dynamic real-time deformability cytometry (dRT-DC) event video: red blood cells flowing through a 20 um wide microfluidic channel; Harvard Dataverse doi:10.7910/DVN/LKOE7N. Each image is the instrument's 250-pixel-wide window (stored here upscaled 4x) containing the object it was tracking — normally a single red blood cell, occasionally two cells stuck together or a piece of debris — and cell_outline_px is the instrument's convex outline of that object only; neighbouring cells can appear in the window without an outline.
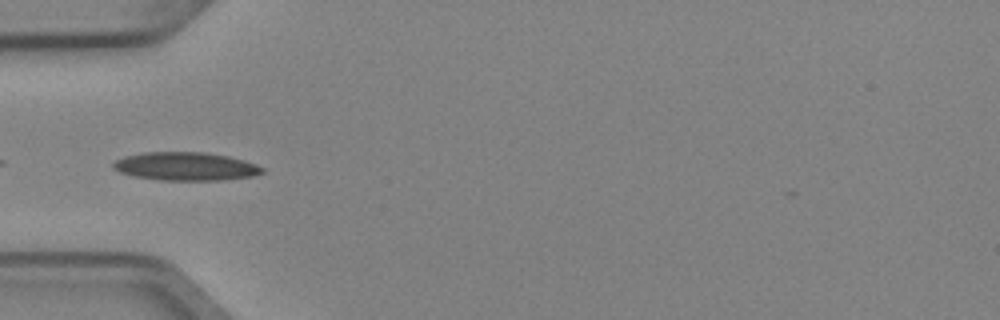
{"species": "Egyptian fruit bat (a non-hibernating species)", "species_latin": "Rousettus aegyptiacus", "temperature_condition": "cold", "stored_images_in_passage": 5, "camera_frame_rate_fps": 3000, "um_per_image_px": 0.085, "animal": {"sex": "female"}, "frame": {"image": 1, "passage_image": 4, "time_ms": 1.0, "image_size_px": [1000, 320], "cell_outline_px": [[264, 172], [252, 176], [220, 180], [160, 180], [136, 176], [120, 172], [112, 168], [112, 164], [116, 160], [124, 156], [144, 152], [208, 152], [228, 156], [244, 160], [256, 164], [264, 168]], "centroid_in_image_um": [15.78, 14.13], "position_along_channel_um": 69.2, "area_um2": 24.57}}
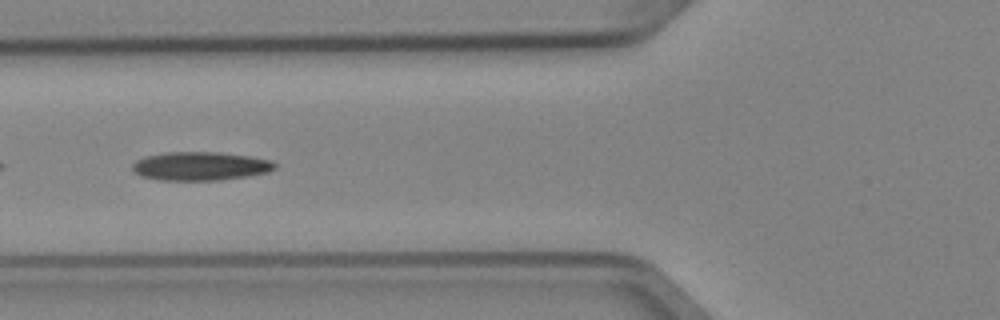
{"frame": {"image": 2, "passage_image": 5, "time_ms": 1.333, "image_size_px": [1000, 320], "cell_outline_px": [[276, 168], [268, 172], [248, 176], [220, 180], [160, 180], [144, 176], [136, 172], [132, 168], [132, 164], [136, 160], [148, 156], [168, 152], [220, 152], [252, 156], [272, 160], [276, 164]], "centroid_in_image_um": [17.1, 14.11], "position_along_channel_um": 108.7, "area_um2": 23.7}}